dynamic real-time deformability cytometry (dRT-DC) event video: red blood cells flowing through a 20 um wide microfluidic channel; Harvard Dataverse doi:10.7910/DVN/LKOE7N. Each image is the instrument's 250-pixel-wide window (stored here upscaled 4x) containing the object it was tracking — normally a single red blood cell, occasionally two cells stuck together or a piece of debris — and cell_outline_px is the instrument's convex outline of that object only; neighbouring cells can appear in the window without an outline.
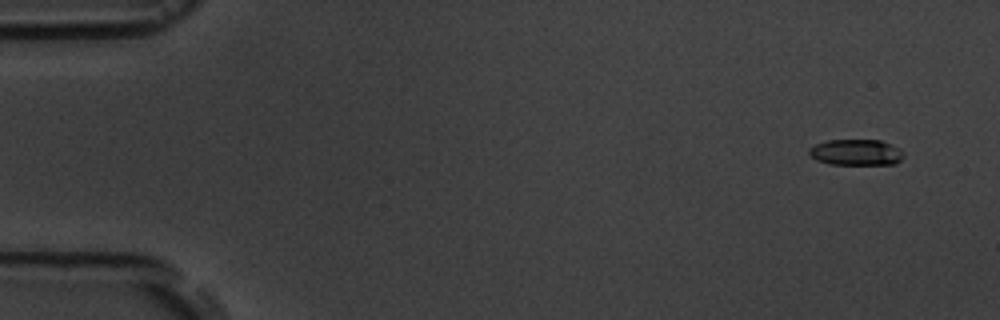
{"species": "common noctule bat (a hibernating species)", "species_latin": "Nyctalus noctula", "temperature_condition": "room temperature", "stored_images_in_passage": 6, "camera_frame_rate_fps": 3000, "um_per_image_px": 0.085, "animal": {"sex": "male", "body_mass_g": 19.5, "forearm_length_mm": 54.6}, "frame": {"image": 1, "passage_image": 1, "time_ms": 0.0, "image_size_px": [1000, 320], "cell_outline_px": [[904, 156], [896, 164], [828, 164], [816, 160], [808, 152], [808, 148], [816, 144], [828, 140], [880, 140], [892, 144], [900, 148], [904, 152]], "centroid_in_image_um": [72.79, 12.95], "position_along_channel_um": 12.2, "area_um2": 14.45}}
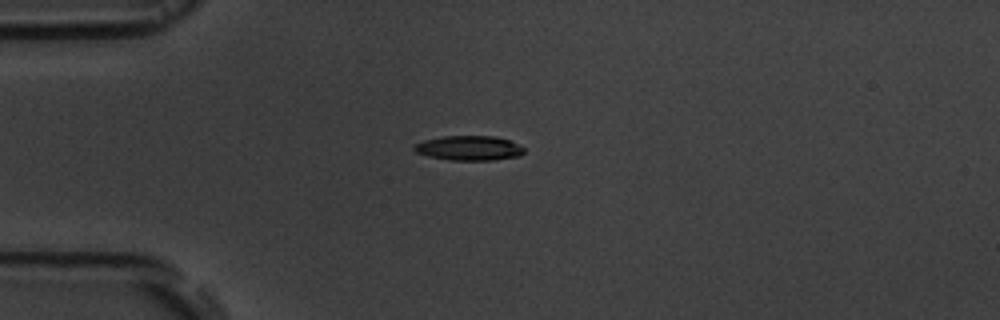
{"frame": {"image": 2, "passage_image": 4, "time_ms": 3.667, "image_size_px": [1000, 320], "cell_outline_px": [[524, 152], [520, 156], [492, 160], [448, 160], [428, 156], [416, 152], [412, 148], [416, 144], [424, 140], [444, 136], [496, 136], [508, 140], [524, 148]], "centroid_in_image_um": [39.86, 12.59], "position_along_channel_um": 45.1, "area_um2": 15.72}}
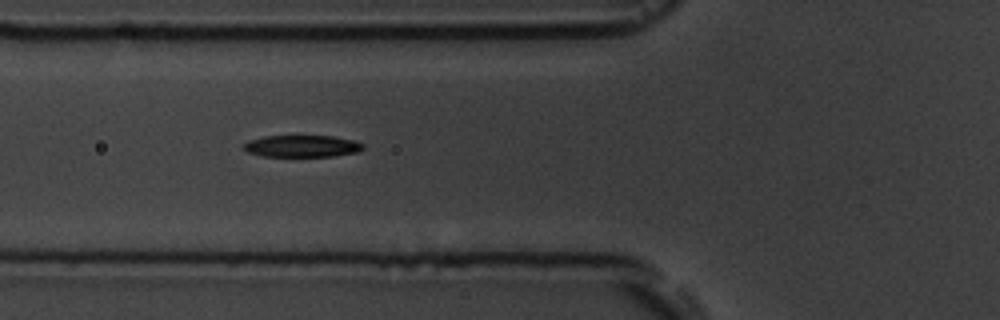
{"frame": {"image": 3, "passage_image": 6, "time_ms": 5.667, "image_size_px": [1000, 320], "cell_outline_px": [[364, 148], [360, 152], [332, 156], [264, 156], [248, 152], [244, 148], [244, 144], [248, 140], [264, 136], [332, 136], [352, 140], [364, 144]], "centroid_in_image_um": [25.7, 12.42], "position_along_channel_um": 100.1, "area_um2": 15.14}}